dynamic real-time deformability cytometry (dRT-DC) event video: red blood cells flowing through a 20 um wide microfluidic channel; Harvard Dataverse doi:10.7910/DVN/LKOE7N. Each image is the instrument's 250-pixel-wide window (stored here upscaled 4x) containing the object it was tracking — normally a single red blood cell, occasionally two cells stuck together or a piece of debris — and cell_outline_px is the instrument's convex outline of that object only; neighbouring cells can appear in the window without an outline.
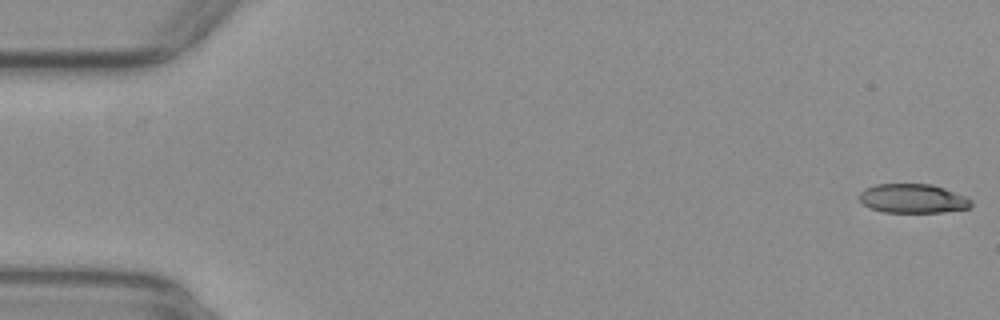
{"species": "common noctule bat (a hibernating species)", "species_latin": "Nyctalus noctula", "temperature_condition": "warm", "stored_images_in_passage": 49, "camera_frame_rate_fps": 3000, "um_per_image_px": 0.085, "animal": {"sex": "female", "body_mass_g": 29.2, "forearm_length_mm": 56.3}, "frame": {"image": 1, "passage_image": 1, "time_ms": 0.0, "image_size_px": [1000, 320], "cell_outline_px": [[972, 204], [968, 208], [944, 212], [884, 212], [872, 208], [864, 204], [860, 200], [860, 192], [864, 188], [876, 184], [932, 184], [944, 188], [964, 196], [972, 200]], "centroid_in_image_um": [77.59, 16.87], "position_along_channel_um": 7.4, "area_um2": 18.84}}
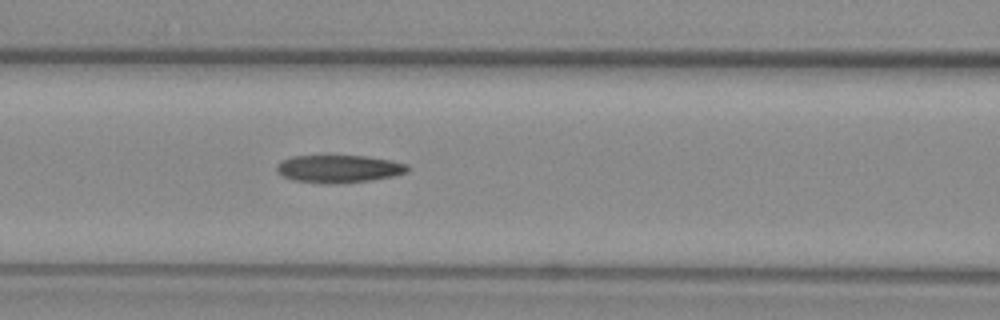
{"frame": {"image": 2, "passage_image": 23, "time_ms": 7.333, "image_size_px": [1000, 320], "cell_outline_px": [[408, 172], [392, 176], [372, 180], [336, 184], [320, 184], [292, 180], [276, 172], [276, 164], [292, 156], [364, 156], [392, 160], [408, 164]], "centroid_in_image_um": [28.79, 14.36], "position_along_channel_um": 137.8, "area_um2": 21.27}}
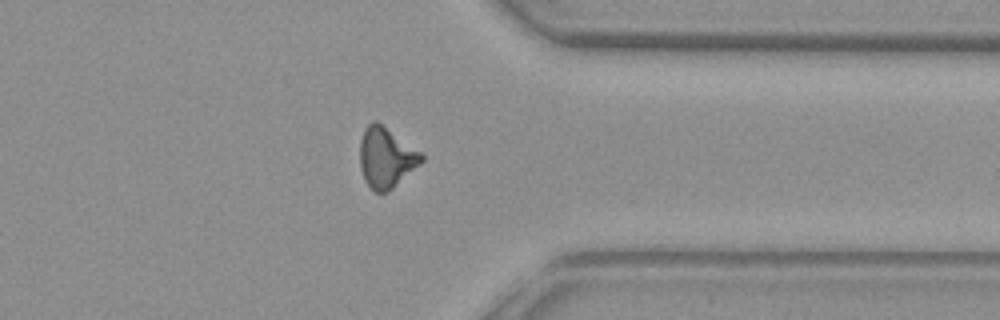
{"frame": {"image": 3, "passage_image": 42, "time_ms": 13.667, "image_size_px": [1000, 320], "cell_outline_px": [[424, 160], [420, 164], [388, 192], [376, 192], [364, 180], [360, 168], [360, 140], [364, 128], [372, 120], [376, 120], [420, 152], [424, 156]], "centroid_in_image_um": [32.79, 13.39], "position_along_channel_um": 378.6, "area_um2": 21.44}, "authors_computed_cell_mechanics": {"area_um2": 21.0392, "velocity_mm_per_s": 3.912, "shape_relaxation_time_tau1_ms": null, "shape_relaxation_time_tau2_ms": 4.2509, "deformation_change_tau1": null, "deformation_change_tau2": 0.1569}}